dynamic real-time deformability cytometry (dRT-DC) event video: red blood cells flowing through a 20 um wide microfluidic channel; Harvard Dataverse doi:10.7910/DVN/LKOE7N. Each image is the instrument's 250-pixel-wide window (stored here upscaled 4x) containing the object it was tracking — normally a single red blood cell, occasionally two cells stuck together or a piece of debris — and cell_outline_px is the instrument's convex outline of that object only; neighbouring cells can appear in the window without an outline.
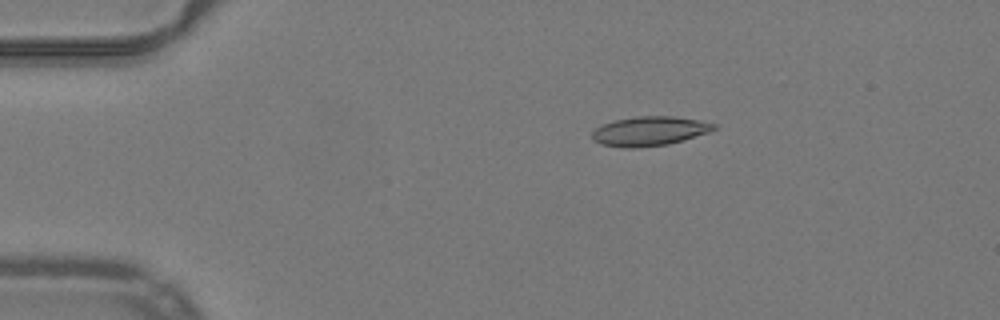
{"species": "common noctule bat (a hibernating species)", "species_latin": "Nyctalus noctula", "temperature_condition": "warm", "stored_images_in_passage": 52, "camera_frame_rate_fps": 3000, "um_per_image_px": 0.085, "animal": {"sex": "male", "body_mass_g": 19.2, "forearm_length_mm": 51.8}, "frame": {"image": 1, "passage_image": 10, "time_ms": 3.0, "image_size_px": [1000, 320], "cell_outline_px": [[716, 128], [708, 132], [684, 140], [668, 144], [632, 148], [624, 148], [600, 144], [592, 140], [592, 132], [596, 128], [604, 124], [616, 120], [636, 116], [672, 116], [700, 120], [716, 124]], "centroid_in_image_um": [55.2, 11.15], "position_along_channel_um": 29.8, "area_um2": 20.75}}
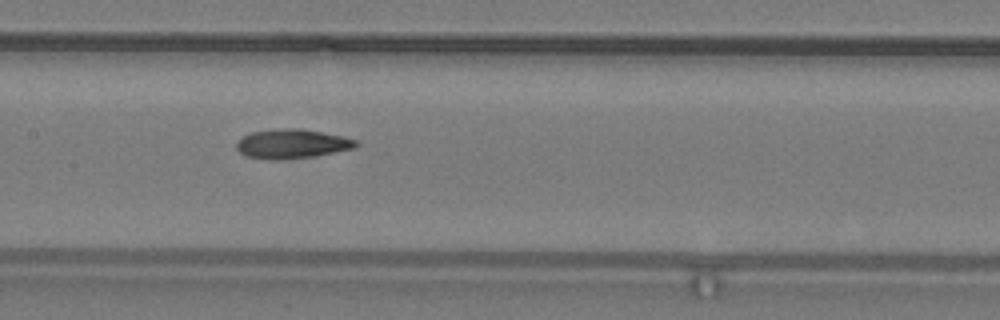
{"frame": {"image": 2, "passage_image": 26, "time_ms": 8.333, "image_size_px": [1000, 320], "cell_outline_px": [[360, 144], [356, 148], [336, 152], [312, 156], [276, 160], [244, 156], [236, 148], [236, 140], [252, 132], [280, 128], [292, 128], [324, 132], [344, 136], [356, 140]], "centroid_in_image_um": [24.83, 12.22], "position_along_channel_um": 182.6, "area_um2": 20.4}}
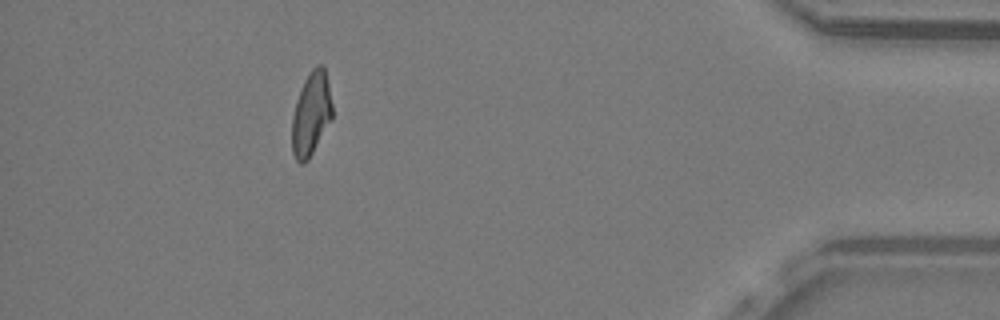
{"frame": {"image": 3, "passage_image": 47, "time_ms": 15.333, "image_size_px": [1000, 320], "cell_outline_px": [[332, 120], [308, 160], [304, 164], [300, 164], [296, 160], [292, 152], [292, 116], [296, 100], [300, 88], [304, 80], [312, 68], [316, 64], [320, 64], [324, 68], [328, 84], [332, 104]], "centroid_in_image_um": [26.44, 9.7], "position_along_channel_um": 408.8, "area_um2": 19.77}, "authors_computed_cell_mechanics": {"area_um2": 20.0277, "velocity_mm_per_s": 4.0097, "shape_relaxation_time_tau1_ms": null, "shape_relaxation_time_tau2_ms": 2.4684, "deformation_change_tau1": null, "deformation_change_tau2": 0.0984}}